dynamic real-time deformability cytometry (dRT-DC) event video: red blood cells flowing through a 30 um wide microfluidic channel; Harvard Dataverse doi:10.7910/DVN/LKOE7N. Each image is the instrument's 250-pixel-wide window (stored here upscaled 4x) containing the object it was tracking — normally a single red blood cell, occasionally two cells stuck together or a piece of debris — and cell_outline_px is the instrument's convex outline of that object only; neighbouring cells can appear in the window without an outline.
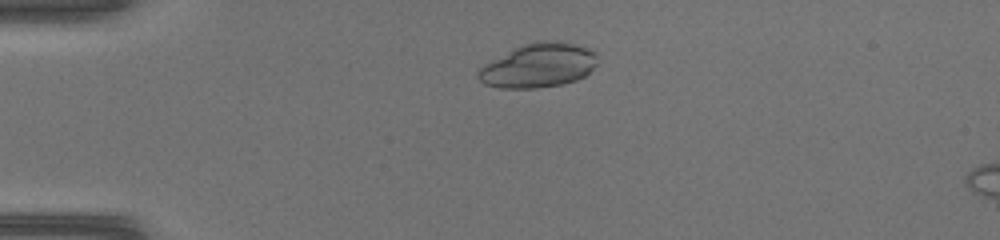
{"species": "common noctule bat (a hibernating species)", "species_latin": "Nyctalus noctula", "temperature_condition": "warm", "stored_images_in_passage": 40, "camera_frame_rate_fps": 3000, "um_per_image_px": 0.085, "animal": {"sex": "female", "body_mass_g": 17.0, "forearm_length_mm": 48.0}, "frame": {"image": 1, "passage_image": 5, "time_ms": 1.333, "image_size_px": [1000, 240], "cell_outline_px": [[596, 64], [584, 76], [576, 80], [564, 84], [536, 88], [500, 88], [484, 84], [476, 76], [476, 72], [484, 64], [524, 44], [536, 40], [560, 40], [596, 48]], "centroid_in_image_um": [45.81, 5.54], "position_along_channel_um": 39.2, "area_um2": 30.98}}
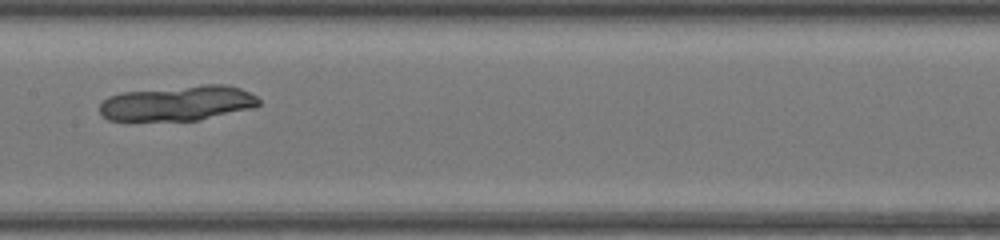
{"frame": {"image": 2, "passage_image": 18, "time_ms": 5.667, "image_size_px": [1000, 240], "cell_outline_px": [[260, 104], [256, 108], [200, 120], [108, 120], [100, 112], [100, 104], [108, 96], [120, 92], [204, 84], [228, 84], [240, 88], [256, 96], [260, 100]], "centroid_in_image_um": [15.16, 8.76], "position_along_channel_um": 192.2, "area_um2": 32.83}}
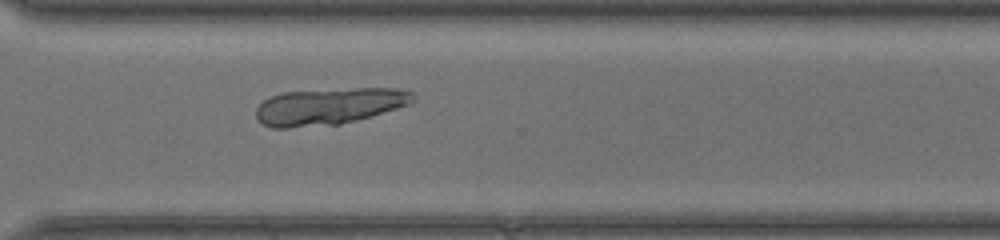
{"frame": {"image": 3, "passage_image": 28, "time_ms": 9.0, "image_size_px": [1000, 240], "cell_outline_px": [[416, 96], [412, 104], [356, 120], [340, 124], [288, 128], [272, 128], [264, 124], [256, 116], [256, 108], [268, 96], [280, 92], [356, 88], [396, 88], [412, 92]], "centroid_in_image_um": [27.97, 9.02], "position_along_channel_um": 342.6, "area_um2": 33.7}}